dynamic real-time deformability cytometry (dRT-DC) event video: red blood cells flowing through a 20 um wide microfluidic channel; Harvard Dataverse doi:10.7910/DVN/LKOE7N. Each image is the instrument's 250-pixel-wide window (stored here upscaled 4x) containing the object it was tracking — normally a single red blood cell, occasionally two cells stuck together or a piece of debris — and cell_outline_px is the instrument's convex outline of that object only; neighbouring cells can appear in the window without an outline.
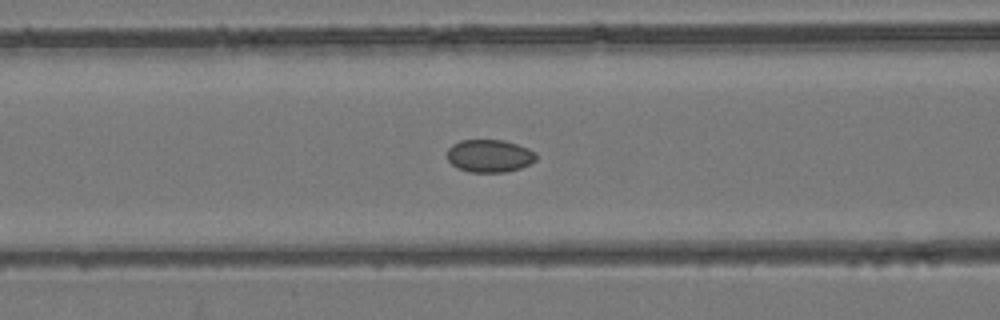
{"species": "common noctule bat (a hibernating species)", "species_latin": "Nyctalus noctula", "temperature_condition": "room temperature", "stored_images_in_passage": 54, "camera_frame_rate_fps": 3000, "um_per_image_px": 0.085, "animal": {"sex": "female", "body_mass_g": 24.6, "forearm_length_mm": 56.2}, "frame": {"image": 1, "passage_image": 23, "time_ms": 7.333, "image_size_px": [1000, 320], "cell_outline_px": [[536, 160], [520, 168], [504, 172], [468, 172], [452, 164], [448, 160], [448, 148], [452, 144], [460, 140], [504, 140], [528, 148], [536, 152]], "centroid_in_image_um": [41.61, 13.24], "position_along_channel_um": 125.0, "area_um2": 16.88}}
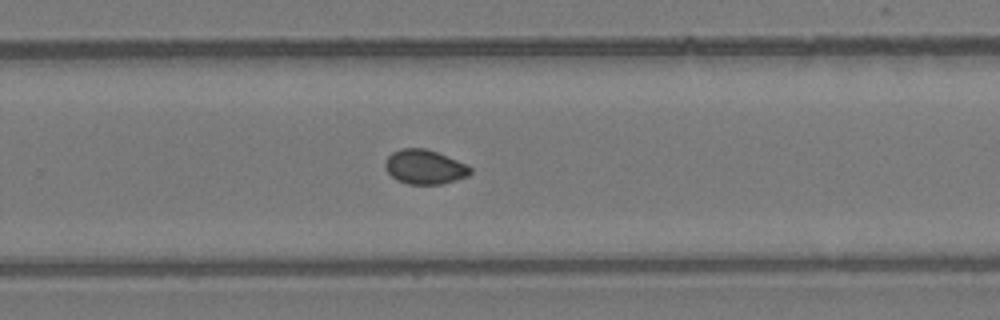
{"frame": {"image": 2, "passage_image": 36, "time_ms": 11.667, "image_size_px": [1000, 320], "cell_outline_px": [[472, 172], [468, 176], [456, 180], [440, 184], [408, 184], [396, 180], [384, 168], [384, 164], [388, 156], [392, 152], [400, 148], [424, 148], [436, 152], [456, 160], [472, 168]], "centroid_in_image_um": [36.07, 14.19], "position_along_channel_um": 293.7, "area_um2": 16.99}}
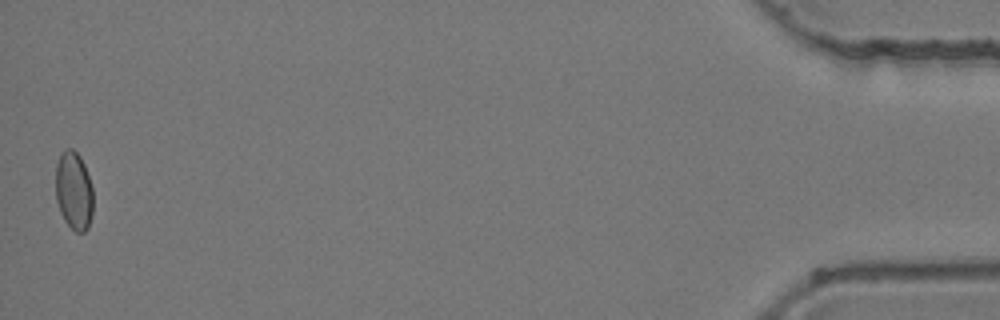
{"frame": {"image": 3, "passage_image": 54, "time_ms": 17.667, "image_size_px": [1000, 320], "cell_outline_px": [[92, 216], [88, 228], [84, 232], [76, 232], [64, 220], [60, 212], [56, 200], [56, 164], [60, 152], [64, 148], [72, 148], [80, 156], [84, 164], [92, 188]], "centroid_in_image_um": [6.26, 16.19], "position_along_channel_um": 428.9, "area_um2": 17.22}, "authors_computed_cell_mechanics": {"area_um2": 17.34, "velocity_mm_per_s": 3.9078, "shape_relaxation_time_tau1_ms": null, "shape_relaxation_time_tau2_ms": 3.9154, "deformation_change_tau1": null, "deformation_change_tau2": 0.0387}}